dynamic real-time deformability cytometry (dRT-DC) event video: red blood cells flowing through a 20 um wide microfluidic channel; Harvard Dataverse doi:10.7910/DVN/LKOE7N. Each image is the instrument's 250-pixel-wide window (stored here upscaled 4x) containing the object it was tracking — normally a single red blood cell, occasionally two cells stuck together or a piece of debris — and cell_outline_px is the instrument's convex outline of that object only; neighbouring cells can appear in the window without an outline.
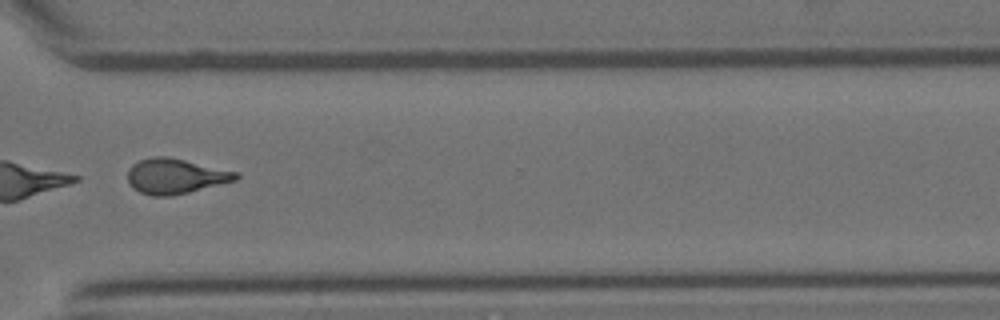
{"species": "Egyptian fruit bat (a non-hibernating species)", "species_latin": "Rousettus aegyptiacus", "temperature_condition": "room temperature", "stored_images_in_passage": 14, "camera_frame_rate_fps": 3000, "um_per_image_px": 0.085, "animal": {"sex": "female"}, "frame": {"image": 1, "passage_image": 12, "time_ms": 3.667, "image_size_px": [1000, 320], "cell_outline_px": [[240, 176], [236, 180], [172, 196], [152, 196], [140, 192], [132, 188], [128, 184], [128, 168], [132, 164], [140, 160], [152, 156], [168, 156], [240, 172]], "centroid_in_image_um": [14.9, 14.96], "position_along_channel_um": 355.7, "area_um2": 22.37}}